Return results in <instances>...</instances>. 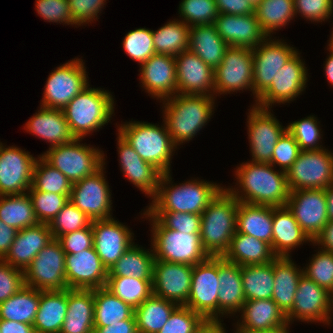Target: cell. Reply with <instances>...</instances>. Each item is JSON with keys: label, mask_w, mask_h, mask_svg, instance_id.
Listing matches in <instances>:
<instances>
[{"label": "cell", "mask_w": 333, "mask_h": 333, "mask_svg": "<svg viewBox=\"0 0 333 333\" xmlns=\"http://www.w3.org/2000/svg\"><path fill=\"white\" fill-rule=\"evenodd\" d=\"M273 168L269 163L243 162L235 172L239 186L228 187L227 190L242 203L286 206L290 194L286 172L274 171Z\"/></svg>", "instance_id": "6da1fadb"}, {"label": "cell", "mask_w": 333, "mask_h": 333, "mask_svg": "<svg viewBox=\"0 0 333 333\" xmlns=\"http://www.w3.org/2000/svg\"><path fill=\"white\" fill-rule=\"evenodd\" d=\"M215 96L176 94L163 103V122L178 145L192 140L210 121L214 112Z\"/></svg>", "instance_id": "7a4b0ae2"}, {"label": "cell", "mask_w": 333, "mask_h": 333, "mask_svg": "<svg viewBox=\"0 0 333 333\" xmlns=\"http://www.w3.org/2000/svg\"><path fill=\"white\" fill-rule=\"evenodd\" d=\"M172 183L170 172L162 174L157 192L146 211L186 212L201 215L209 202L223 188L215 182L198 179H191L179 185Z\"/></svg>", "instance_id": "3957f363"}, {"label": "cell", "mask_w": 333, "mask_h": 333, "mask_svg": "<svg viewBox=\"0 0 333 333\" xmlns=\"http://www.w3.org/2000/svg\"><path fill=\"white\" fill-rule=\"evenodd\" d=\"M238 200L222 188L201 213L200 239L209 256H223L236 233Z\"/></svg>", "instance_id": "277c9868"}, {"label": "cell", "mask_w": 333, "mask_h": 333, "mask_svg": "<svg viewBox=\"0 0 333 333\" xmlns=\"http://www.w3.org/2000/svg\"><path fill=\"white\" fill-rule=\"evenodd\" d=\"M114 106V98L109 90L87 86L62 111L73 135L77 139H84L112 119Z\"/></svg>", "instance_id": "5b68a950"}, {"label": "cell", "mask_w": 333, "mask_h": 333, "mask_svg": "<svg viewBox=\"0 0 333 333\" xmlns=\"http://www.w3.org/2000/svg\"><path fill=\"white\" fill-rule=\"evenodd\" d=\"M162 125L131 120L119 125L117 130L144 161L165 174L171 171L170 163L177 147L172 142L166 124Z\"/></svg>", "instance_id": "8992f818"}, {"label": "cell", "mask_w": 333, "mask_h": 333, "mask_svg": "<svg viewBox=\"0 0 333 333\" xmlns=\"http://www.w3.org/2000/svg\"><path fill=\"white\" fill-rule=\"evenodd\" d=\"M143 215L147 219L150 218L151 248L155 259L194 266L209 257L202 247L200 234H187L168 229L155 217L149 216L145 210Z\"/></svg>", "instance_id": "52a82bcc"}, {"label": "cell", "mask_w": 333, "mask_h": 333, "mask_svg": "<svg viewBox=\"0 0 333 333\" xmlns=\"http://www.w3.org/2000/svg\"><path fill=\"white\" fill-rule=\"evenodd\" d=\"M82 139L51 147L40 155L48 164L63 173L71 183L94 174L105 163V155L100 149L81 144Z\"/></svg>", "instance_id": "ba28073f"}, {"label": "cell", "mask_w": 333, "mask_h": 333, "mask_svg": "<svg viewBox=\"0 0 333 333\" xmlns=\"http://www.w3.org/2000/svg\"><path fill=\"white\" fill-rule=\"evenodd\" d=\"M286 177L290 191L326 189L333 184V153L326 148L300 151Z\"/></svg>", "instance_id": "9c48e42d"}, {"label": "cell", "mask_w": 333, "mask_h": 333, "mask_svg": "<svg viewBox=\"0 0 333 333\" xmlns=\"http://www.w3.org/2000/svg\"><path fill=\"white\" fill-rule=\"evenodd\" d=\"M89 78L84 62L75 58L51 72L44 87L42 107L62 110L88 84Z\"/></svg>", "instance_id": "30bf717a"}, {"label": "cell", "mask_w": 333, "mask_h": 333, "mask_svg": "<svg viewBox=\"0 0 333 333\" xmlns=\"http://www.w3.org/2000/svg\"><path fill=\"white\" fill-rule=\"evenodd\" d=\"M65 255L60 242L53 239L25 269V286L41 291L67 289Z\"/></svg>", "instance_id": "8fae6325"}, {"label": "cell", "mask_w": 333, "mask_h": 333, "mask_svg": "<svg viewBox=\"0 0 333 333\" xmlns=\"http://www.w3.org/2000/svg\"><path fill=\"white\" fill-rule=\"evenodd\" d=\"M218 256H209L193 266L188 302L184 305L205 320L218 319Z\"/></svg>", "instance_id": "7c38bea8"}, {"label": "cell", "mask_w": 333, "mask_h": 333, "mask_svg": "<svg viewBox=\"0 0 333 333\" xmlns=\"http://www.w3.org/2000/svg\"><path fill=\"white\" fill-rule=\"evenodd\" d=\"M253 50L229 46L214 70V95L230 94L243 89L253 93Z\"/></svg>", "instance_id": "4fadbf2b"}, {"label": "cell", "mask_w": 333, "mask_h": 333, "mask_svg": "<svg viewBox=\"0 0 333 333\" xmlns=\"http://www.w3.org/2000/svg\"><path fill=\"white\" fill-rule=\"evenodd\" d=\"M253 95L257 98L271 85L279 70L298 52L281 39L268 36L253 49Z\"/></svg>", "instance_id": "5bb4252c"}, {"label": "cell", "mask_w": 333, "mask_h": 333, "mask_svg": "<svg viewBox=\"0 0 333 333\" xmlns=\"http://www.w3.org/2000/svg\"><path fill=\"white\" fill-rule=\"evenodd\" d=\"M104 165L94 174L73 183L69 200L92 221L110 219L112 200Z\"/></svg>", "instance_id": "9a60e30c"}, {"label": "cell", "mask_w": 333, "mask_h": 333, "mask_svg": "<svg viewBox=\"0 0 333 333\" xmlns=\"http://www.w3.org/2000/svg\"><path fill=\"white\" fill-rule=\"evenodd\" d=\"M299 51L274 77L271 85L257 98L253 105L271 110L274 104H285L295 100L305 90L308 70L300 59ZM271 106V107H270Z\"/></svg>", "instance_id": "2e32d148"}, {"label": "cell", "mask_w": 333, "mask_h": 333, "mask_svg": "<svg viewBox=\"0 0 333 333\" xmlns=\"http://www.w3.org/2000/svg\"><path fill=\"white\" fill-rule=\"evenodd\" d=\"M0 142V196L24 194L32 186L38 159L16 146Z\"/></svg>", "instance_id": "e0dca14e"}, {"label": "cell", "mask_w": 333, "mask_h": 333, "mask_svg": "<svg viewBox=\"0 0 333 333\" xmlns=\"http://www.w3.org/2000/svg\"><path fill=\"white\" fill-rule=\"evenodd\" d=\"M247 119L251 161L270 164L275 145L287 127L282 126L269 109L255 105L250 109Z\"/></svg>", "instance_id": "ac0fdd59"}, {"label": "cell", "mask_w": 333, "mask_h": 333, "mask_svg": "<svg viewBox=\"0 0 333 333\" xmlns=\"http://www.w3.org/2000/svg\"><path fill=\"white\" fill-rule=\"evenodd\" d=\"M286 317L288 324L298 320L329 325L332 323L329 291L303 274L295 293L294 305Z\"/></svg>", "instance_id": "d6986e66"}, {"label": "cell", "mask_w": 333, "mask_h": 333, "mask_svg": "<svg viewBox=\"0 0 333 333\" xmlns=\"http://www.w3.org/2000/svg\"><path fill=\"white\" fill-rule=\"evenodd\" d=\"M286 207L312 241L329 221L325 189L290 191Z\"/></svg>", "instance_id": "ffe728a7"}, {"label": "cell", "mask_w": 333, "mask_h": 333, "mask_svg": "<svg viewBox=\"0 0 333 333\" xmlns=\"http://www.w3.org/2000/svg\"><path fill=\"white\" fill-rule=\"evenodd\" d=\"M193 265L155 259L153 267V295L172 301L179 306L188 302Z\"/></svg>", "instance_id": "44dd1931"}, {"label": "cell", "mask_w": 333, "mask_h": 333, "mask_svg": "<svg viewBox=\"0 0 333 333\" xmlns=\"http://www.w3.org/2000/svg\"><path fill=\"white\" fill-rule=\"evenodd\" d=\"M66 282L69 289L94 290L106 287L108 270L94 247L65 255Z\"/></svg>", "instance_id": "7402d4cb"}, {"label": "cell", "mask_w": 333, "mask_h": 333, "mask_svg": "<svg viewBox=\"0 0 333 333\" xmlns=\"http://www.w3.org/2000/svg\"><path fill=\"white\" fill-rule=\"evenodd\" d=\"M91 226L93 247L103 265L109 270L125 251L134 244V233L114 218L92 221Z\"/></svg>", "instance_id": "603a6c76"}, {"label": "cell", "mask_w": 333, "mask_h": 333, "mask_svg": "<svg viewBox=\"0 0 333 333\" xmlns=\"http://www.w3.org/2000/svg\"><path fill=\"white\" fill-rule=\"evenodd\" d=\"M140 67V81L148 95L161 102L177 94L175 56L154 54Z\"/></svg>", "instance_id": "cb8c5ba5"}, {"label": "cell", "mask_w": 333, "mask_h": 333, "mask_svg": "<svg viewBox=\"0 0 333 333\" xmlns=\"http://www.w3.org/2000/svg\"><path fill=\"white\" fill-rule=\"evenodd\" d=\"M177 94L214 96V69L197 55L183 51L175 56Z\"/></svg>", "instance_id": "d4e9b609"}, {"label": "cell", "mask_w": 333, "mask_h": 333, "mask_svg": "<svg viewBox=\"0 0 333 333\" xmlns=\"http://www.w3.org/2000/svg\"><path fill=\"white\" fill-rule=\"evenodd\" d=\"M218 34L232 47H257L268 36L263 31L255 13L247 15L218 14L215 19Z\"/></svg>", "instance_id": "484cf974"}, {"label": "cell", "mask_w": 333, "mask_h": 333, "mask_svg": "<svg viewBox=\"0 0 333 333\" xmlns=\"http://www.w3.org/2000/svg\"><path fill=\"white\" fill-rule=\"evenodd\" d=\"M116 139L121 171L129 182L152 200L163 173L151 163L144 161L119 134Z\"/></svg>", "instance_id": "4316f807"}, {"label": "cell", "mask_w": 333, "mask_h": 333, "mask_svg": "<svg viewBox=\"0 0 333 333\" xmlns=\"http://www.w3.org/2000/svg\"><path fill=\"white\" fill-rule=\"evenodd\" d=\"M52 240L53 236L48 224L38 223L24 228L16 233L9 252L2 260L25 271L35 256Z\"/></svg>", "instance_id": "83f0119b"}, {"label": "cell", "mask_w": 333, "mask_h": 333, "mask_svg": "<svg viewBox=\"0 0 333 333\" xmlns=\"http://www.w3.org/2000/svg\"><path fill=\"white\" fill-rule=\"evenodd\" d=\"M218 319L242 310L245 295L241 279V266L218 256Z\"/></svg>", "instance_id": "f1b7e54d"}, {"label": "cell", "mask_w": 333, "mask_h": 333, "mask_svg": "<svg viewBox=\"0 0 333 333\" xmlns=\"http://www.w3.org/2000/svg\"><path fill=\"white\" fill-rule=\"evenodd\" d=\"M24 129L50 143L49 148L66 144L76 139L63 111L60 109L40 106L38 112L26 122Z\"/></svg>", "instance_id": "f546056e"}, {"label": "cell", "mask_w": 333, "mask_h": 333, "mask_svg": "<svg viewBox=\"0 0 333 333\" xmlns=\"http://www.w3.org/2000/svg\"><path fill=\"white\" fill-rule=\"evenodd\" d=\"M312 240L286 206L273 207L272 250L277 257H290L291 250Z\"/></svg>", "instance_id": "4dcf8cb0"}, {"label": "cell", "mask_w": 333, "mask_h": 333, "mask_svg": "<svg viewBox=\"0 0 333 333\" xmlns=\"http://www.w3.org/2000/svg\"><path fill=\"white\" fill-rule=\"evenodd\" d=\"M240 313L236 330H268L288 324L286 314L272 299L245 301Z\"/></svg>", "instance_id": "1f68e13d"}, {"label": "cell", "mask_w": 333, "mask_h": 333, "mask_svg": "<svg viewBox=\"0 0 333 333\" xmlns=\"http://www.w3.org/2000/svg\"><path fill=\"white\" fill-rule=\"evenodd\" d=\"M60 333H92L94 290L67 288V313Z\"/></svg>", "instance_id": "d6a6232c"}, {"label": "cell", "mask_w": 333, "mask_h": 333, "mask_svg": "<svg viewBox=\"0 0 333 333\" xmlns=\"http://www.w3.org/2000/svg\"><path fill=\"white\" fill-rule=\"evenodd\" d=\"M298 267L290 257H276L273 260L274 289L272 300L287 314L294 305L295 293L303 268Z\"/></svg>", "instance_id": "836d02e7"}, {"label": "cell", "mask_w": 333, "mask_h": 333, "mask_svg": "<svg viewBox=\"0 0 333 333\" xmlns=\"http://www.w3.org/2000/svg\"><path fill=\"white\" fill-rule=\"evenodd\" d=\"M222 257L229 262L245 266L266 264L272 262L277 256L269 243L236 231L228 250Z\"/></svg>", "instance_id": "e575fe53"}, {"label": "cell", "mask_w": 333, "mask_h": 333, "mask_svg": "<svg viewBox=\"0 0 333 333\" xmlns=\"http://www.w3.org/2000/svg\"><path fill=\"white\" fill-rule=\"evenodd\" d=\"M214 24L192 26L189 29L188 50L197 55L214 70L218 67L228 48Z\"/></svg>", "instance_id": "d590c367"}, {"label": "cell", "mask_w": 333, "mask_h": 333, "mask_svg": "<svg viewBox=\"0 0 333 333\" xmlns=\"http://www.w3.org/2000/svg\"><path fill=\"white\" fill-rule=\"evenodd\" d=\"M67 313V289L41 291L33 322L35 333H60Z\"/></svg>", "instance_id": "8d00e7d4"}, {"label": "cell", "mask_w": 333, "mask_h": 333, "mask_svg": "<svg viewBox=\"0 0 333 333\" xmlns=\"http://www.w3.org/2000/svg\"><path fill=\"white\" fill-rule=\"evenodd\" d=\"M236 231L263 240L272 248L273 207L238 201Z\"/></svg>", "instance_id": "74e56055"}, {"label": "cell", "mask_w": 333, "mask_h": 333, "mask_svg": "<svg viewBox=\"0 0 333 333\" xmlns=\"http://www.w3.org/2000/svg\"><path fill=\"white\" fill-rule=\"evenodd\" d=\"M131 245L117 262L108 270V276L135 277L152 280L155 256L153 249Z\"/></svg>", "instance_id": "f35d334b"}, {"label": "cell", "mask_w": 333, "mask_h": 333, "mask_svg": "<svg viewBox=\"0 0 333 333\" xmlns=\"http://www.w3.org/2000/svg\"><path fill=\"white\" fill-rule=\"evenodd\" d=\"M134 315L135 309L106 287L94 289V327H106Z\"/></svg>", "instance_id": "ab89813d"}, {"label": "cell", "mask_w": 333, "mask_h": 333, "mask_svg": "<svg viewBox=\"0 0 333 333\" xmlns=\"http://www.w3.org/2000/svg\"><path fill=\"white\" fill-rule=\"evenodd\" d=\"M40 290L24 286L0 303V319L33 325L39 308Z\"/></svg>", "instance_id": "60d3db41"}, {"label": "cell", "mask_w": 333, "mask_h": 333, "mask_svg": "<svg viewBox=\"0 0 333 333\" xmlns=\"http://www.w3.org/2000/svg\"><path fill=\"white\" fill-rule=\"evenodd\" d=\"M178 306L152 294L135 308L138 333H158Z\"/></svg>", "instance_id": "b9f144b4"}, {"label": "cell", "mask_w": 333, "mask_h": 333, "mask_svg": "<svg viewBox=\"0 0 333 333\" xmlns=\"http://www.w3.org/2000/svg\"><path fill=\"white\" fill-rule=\"evenodd\" d=\"M0 219L18 231L39 223L28 192L0 196Z\"/></svg>", "instance_id": "7bdbcfd3"}, {"label": "cell", "mask_w": 333, "mask_h": 333, "mask_svg": "<svg viewBox=\"0 0 333 333\" xmlns=\"http://www.w3.org/2000/svg\"><path fill=\"white\" fill-rule=\"evenodd\" d=\"M245 300L271 299L274 289L273 261L241 266Z\"/></svg>", "instance_id": "ee69618b"}, {"label": "cell", "mask_w": 333, "mask_h": 333, "mask_svg": "<svg viewBox=\"0 0 333 333\" xmlns=\"http://www.w3.org/2000/svg\"><path fill=\"white\" fill-rule=\"evenodd\" d=\"M189 29L185 22L174 19L152 30L153 43L156 54L177 56L189 48Z\"/></svg>", "instance_id": "f6af8a7d"}, {"label": "cell", "mask_w": 333, "mask_h": 333, "mask_svg": "<svg viewBox=\"0 0 333 333\" xmlns=\"http://www.w3.org/2000/svg\"><path fill=\"white\" fill-rule=\"evenodd\" d=\"M254 13L263 31L271 37L296 16L293 0H260Z\"/></svg>", "instance_id": "bcb514c9"}, {"label": "cell", "mask_w": 333, "mask_h": 333, "mask_svg": "<svg viewBox=\"0 0 333 333\" xmlns=\"http://www.w3.org/2000/svg\"><path fill=\"white\" fill-rule=\"evenodd\" d=\"M106 288L134 309L153 294L152 280L108 276Z\"/></svg>", "instance_id": "7dc6e473"}, {"label": "cell", "mask_w": 333, "mask_h": 333, "mask_svg": "<svg viewBox=\"0 0 333 333\" xmlns=\"http://www.w3.org/2000/svg\"><path fill=\"white\" fill-rule=\"evenodd\" d=\"M38 157L33 171L32 187L37 191L70 195L73 185L71 181L41 156Z\"/></svg>", "instance_id": "c3c4849f"}, {"label": "cell", "mask_w": 333, "mask_h": 333, "mask_svg": "<svg viewBox=\"0 0 333 333\" xmlns=\"http://www.w3.org/2000/svg\"><path fill=\"white\" fill-rule=\"evenodd\" d=\"M91 223L92 220L68 200L48 225L53 239H58L66 233L87 228Z\"/></svg>", "instance_id": "681fc988"}, {"label": "cell", "mask_w": 333, "mask_h": 333, "mask_svg": "<svg viewBox=\"0 0 333 333\" xmlns=\"http://www.w3.org/2000/svg\"><path fill=\"white\" fill-rule=\"evenodd\" d=\"M317 118L312 115L293 121L287 125V131L294 137L301 151L324 149L320 145L321 136L320 123ZM320 145V146H319ZM322 146V147H321Z\"/></svg>", "instance_id": "f907efd6"}, {"label": "cell", "mask_w": 333, "mask_h": 333, "mask_svg": "<svg viewBox=\"0 0 333 333\" xmlns=\"http://www.w3.org/2000/svg\"><path fill=\"white\" fill-rule=\"evenodd\" d=\"M178 10L181 21L190 27L214 24L218 16L215 0H182Z\"/></svg>", "instance_id": "816d5d0a"}, {"label": "cell", "mask_w": 333, "mask_h": 333, "mask_svg": "<svg viewBox=\"0 0 333 333\" xmlns=\"http://www.w3.org/2000/svg\"><path fill=\"white\" fill-rule=\"evenodd\" d=\"M35 216L39 223L49 224L68 202L70 195L37 191L32 186L28 190Z\"/></svg>", "instance_id": "f5cc1de1"}, {"label": "cell", "mask_w": 333, "mask_h": 333, "mask_svg": "<svg viewBox=\"0 0 333 333\" xmlns=\"http://www.w3.org/2000/svg\"><path fill=\"white\" fill-rule=\"evenodd\" d=\"M125 53L140 65L156 54L151 29L137 28L129 31L122 42Z\"/></svg>", "instance_id": "db71d44e"}, {"label": "cell", "mask_w": 333, "mask_h": 333, "mask_svg": "<svg viewBox=\"0 0 333 333\" xmlns=\"http://www.w3.org/2000/svg\"><path fill=\"white\" fill-rule=\"evenodd\" d=\"M155 217L165 228L187 234H200L201 215L186 212L146 211Z\"/></svg>", "instance_id": "11a10c76"}, {"label": "cell", "mask_w": 333, "mask_h": 333, "mask_svg": "<svg viewBox=\"0 0 333 333\" xmlns=\"http://www.w3.org/2000/svg\"><path fill=\"white\" fill-rule=\"evenodd\" d=\"M304 275L317 285L327 289L333 287V252L319 250L303 268Z\"/></svg>", "instance_id": "9f6ffc18"}, {"label": "cell", "mask_w": 333, "mask_h": 333, "mask_svg": "<svg viewBox=\"0 0 333 333\" xmlns=\"http://www.w3.org/2000/svg\"><path fill=\"white\" fill-rule=\"evenodd\" d=\"M204 318L186 306H178L158 333H196Z\"/></svg>", "instance_id": "6f0895ef"}, {"label": "cell", "mask_w": 333, "mask_h": 333, "mask_svg": "<svg viewBox=\"0 0 333 333\" xmlns=\"http://www.w3.org/2000/svg\"><path fill=\"white\" fill-rule=\"evenodd\" d=\"M299 145L286 130L277 141L271 159V165L279 166L280 171L287 172L300 153Z\"/></svg>", "instance_id": "680465c9"}, {"label": "cell", "mask_w": 333, "mask_h": 333, "mask_svg": "<svg viewBox=\"0 0 333 333\" xmlns=\"http://www.w3.org/2000/svg\"><path fill=\"white\" fill-rule=\"evenodd\" d=\"M295 14L311 22H322L333 14V0H293Z\"/></svg>", "instance_id": "91938a15"}, {"label": "cell", "mask_w": 333, "mask_h": 333, "mask_svg": "<svg viewBox=\"0 0 333 333\" xmlns=\"http://www.w3.org/2000/svg\"><path fill=\"white\" fill-rule=\"evenodd\" d=\"M35 2L36 12L44 20L74 25L70 15L68 0H35Z\"/></svg>", "instance_id": "94428289"}, {"label": "cell", "mask_w": 333, "mask_h": 333, "mask_svg": "<svg viewBox=\"0 0 333 333\" xmlns=\"http://www.w3.org/2000/svg\"><path fill=\"white\" fill-rule=\"evenodd\" d=\"M107 0H68L71 19L77 27L98 18Z\"/></svg>", "instance_id": "6125c7cd"}, {"label": "cell", "mask_w": 333, "mask_h": 333, "mask_svg": "<svg viewBox=\"0 0 333 333\" xmlns=\"http://www.w3.org/2000/svg\"><path fill=\"white\" fill-rule=\"evenodd\" d=\"M24 286V271L0 259V303L16 294Z\"/></svg>", "instance_id": "be15d7a7"}, {"label": "cell", "mask_w": 333, "mask_h": 333, "mask_svg": "<svg viewBox=\"0 0 333 333\" xmlns=\"http://www.w3.org/2000/svg\"><path fill=\"white\" fill-rule=\"evenodd\" d=\"M65 254H75L93 247V230L90 225L87 228L66 233L57 239Z\"/></svg>", "instance_id": "e7e4bbea"}, {"label": "cell", "mask_w": 333, "mask_h": 333, "mask_svg": "<svg viewBox=\"0 0 333 333\" xmlns=\"http://www.w3.org/2000/svg\"><path fill=\"white\" fill-rule=\"evenodd\" d=\"M218 14L247 15L255 11L248 0H215Z\"/></svg>", "instance_id": "03108f58"}, {"label": "cell", "mask_w": 333, "mask_h": 333, "mask_svg": "<svg viewBox=\"0 0 333 333\" xmlns=\"http://www.w3.org/2000/svg\"><path fill=\"white\" fill-rule=\"evenodd\" d=\"M92 333H138L135 315L106 327H94Z\"/></svg>", "instance_id": "003e7915"}, {"label": "cell", "mask_w": 333, "mask_h": 333, "mask_svg": "<svg viewBox=\"0 0 333 333\" xmlns=\"http://www.w3.org/2000/svg\"><path fill=\"white\" fill-rule=\"evenodd\" d=\"M18 230L8 226L0 219V259L9 252Z\"/></svg>", "instance_id": "a7ac6f4b"}, {"label": "cell", "mask_w": 333, "mask_h": 333, "mask_svg": "<svg viewBox=\"0 0 333 333\" xmlns=\"http://www.w3.org/2000/svg\"><path fill=\"white\" fill-rule=\"evenodd\" d=\"M312 243L320 245L318 248L323 251L333 252V221H328Z\"/></svg>", "instance_id": "89a4df30"}, {"label": "cell", "mask_w": 333, "mask_h": 333, "mask_svg": "<svg viewBox=\"0 0 333 333\" xmlns=\"http://www.w3.org/2000/svg\"><path fill=\"white\" fill-rule=\"evenodd\" d=\"M0 332L1 333H35L33 325L25 324L18 321L1 320L0 319Z\"/></svg>", "instance_id": "2644e50d"}, {"label": "cell", "mask_w": 333, "mask_h": 333, "mask_svg": "<svg viewBox=\"0 0 333 333\" xmlns=\"http://www.w3.org/2000/svg\"><path fill=\"white\" fill-rule=\"evenodd\" d=\"M221 319H209L199 326L196 333H227Z\"/></svg>", "instance_id": "8c879c8a"}, {"label": "cell", "mask_w": 333, "mask_h": 333, "mask_svg": "<svg viewBox=\"0 0 333 333\" xmlns=\"http://www.w3.org/2000/svg\"><path fill=\"white\" fill-rule=\"evenodd\" d=\"M290 324L284 325L280 328H272L268 330H236V333H289Z\"/></svg>", "instance_id": "753ad0ef"}, {"label": "cell", "mask_w": 333, "mask_h": 333, "mask_svg": "<svg viewBox=\"0 0 333 333\" xmlns=\"http://www.w3.org/2000/svg\"><path fill=\"white\" fill-rule=\"evenodd\" d=\"M327 199V215L329 221H333V184L325 189Z\"/></svg>", "instance_id": "34e18365"}, {"label": "cell", "mask_w": 333, "mask_h": 333, "mask_svg": "<svg viewBox=\"0 0 333 333\" xmlns=\"http://www.w3.org/2000/svg\"><path fill=\"white\" fill-rule=\"evenodd\" d=\"M330 55L328 56L327 60L325 61V75L327 76V80L330 85L333 86V52L329 51Z\"/></svg>", "instance_id": "11e5206c"}, {"label": "cell", "mask_w": 333, "mask_h": 333, "mask_svg": "<svg viewBox=\"0 0 333 333\" xmlns=\"http://www.w3.org/2000/svg\"><path fill=\"white\" fill-rule=\"evenodd\" d=\"M330 308L333 313V287L329 290Z\"/></svg>", "instance_id": "2a66077c"}, {"label": "cell", "mask_w": 333, "mask_h": 333, "mask_svg": "<svg viewBox=\"0 0 333 333\" xmlns=\"http://www.w3.org/2000/svg\"><path fill=\"white\" fill-rule=\"evenodd\" d=\"M329 39H330L329 44H328L329 47L327 48V50L329 49L328 51L333 52V31H332V35Z\"/></svg>", "instance_id": "b9fcfbb0"}, {"label": "cell", "mask_w": 333, "mask_h": 333, "mask_svg": "<svg viewBox=\"0 0 333 333\" xmlns=\"http://www.w3.org/2000/svg\"><path fill=\"white\" fill-rule=\"evenodd\" d=\"M254 7H256L258 4H259V2H260V0H248Z\"/></svg>", "instance_id": "09005b40"}]
</instances>
